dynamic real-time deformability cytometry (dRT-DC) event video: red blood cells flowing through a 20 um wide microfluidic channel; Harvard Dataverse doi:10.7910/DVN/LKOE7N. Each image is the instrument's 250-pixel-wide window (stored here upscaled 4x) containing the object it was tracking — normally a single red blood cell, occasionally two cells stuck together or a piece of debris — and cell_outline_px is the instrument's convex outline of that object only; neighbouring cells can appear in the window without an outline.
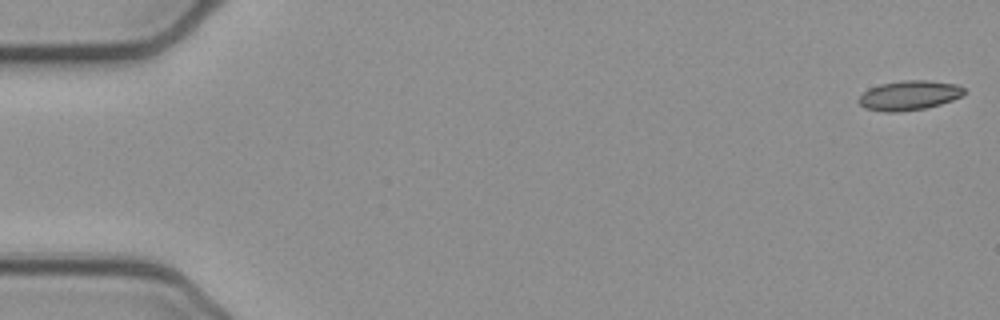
{"species": "common noctule bat (a hibernating species)", "species_latin": "Nyctalus noctula", "temperature_condition": "cold", "stored_images_in_passage": 53, "camera_frame_rate_fps": 3000, "um_per_image_px": 0.085, "animal": {"sex": "female", "body_mass_g": 21.9}, "frame": {"image": 1, "passage_image": 1, "time_ms": 0.0, "image_size_px": [1000, 320], "cell_outline_px": [[968, 92], [964, 96], [928, 108], [896, 112], [884, 112], [864, 108], [856, 100], [868, 88], [880, 84], [900, 80], [928, 80], [956, 84], [964, 88]], "centroid_in_image_um": [77.29, 8.1], "position_along_channel_um": 7.7, "area_um2": 18.5}}
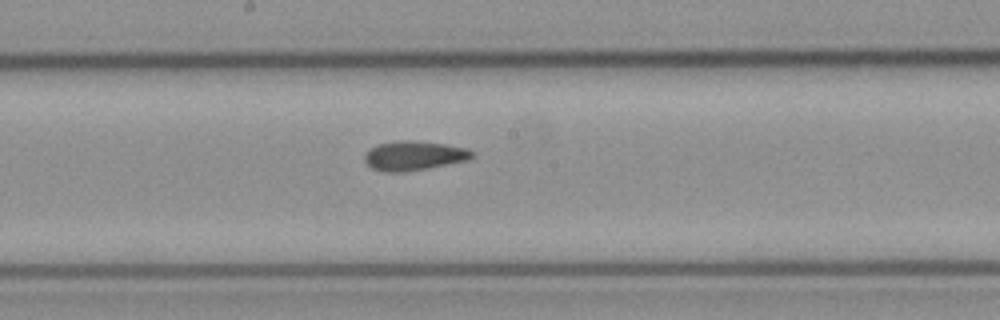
{"frame": {"image": 2, "passage_image": 28, "time_ms": 9.0, "image_size_px": [1000, 320], "cell_outline_px": [[472, 156], [468, 160], [428, 168], [400, 172], [384, 172], [372, 168], [364, 160], [364, 152], [368, 148], [376, 144], [400, 140], [412, 140], [444, 144], [468, 148], [472, 152]], "centroid_in_image_um": [35.13, 13.22], "position_along_channel_um": 213.1, "area_um2": 18.44}}
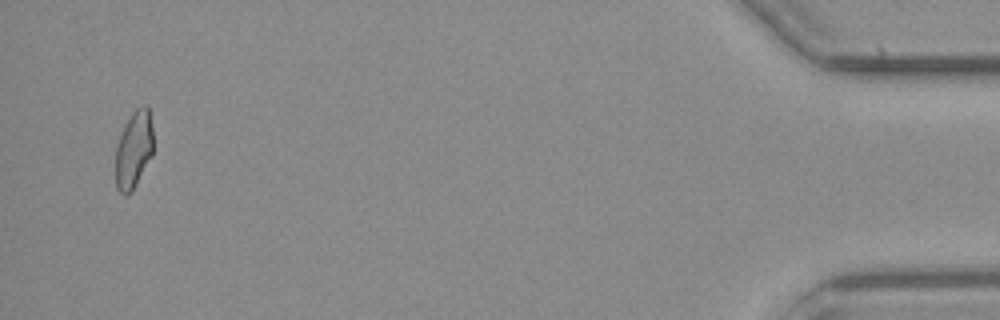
{"frame": {"image": 3, "passage_image": 51, "time_ms": 16.667, "image_size_px": [1000, 320], "cell_outline_px": [[152, 156], [132, 192], [124, 196], [116, 188], [116, 144], [124, 124], [132, 112], [136, 108], [144, 104], [148, 104], [152, 128]], "centroid_in_image_um": [11.36, 12.71], "position_along_channel_um": 423.8, "area_um2": 17.22}, "authors_computed_cell_mechanics": {"area_um2": 17.8602, "velocity_mm_per_s": 3.8978, "shape_relaxation_time_tau1_ms": null, "shape_relaxation_time_tau2_ms": 1.7437, "deformation_change_tau1": null, "deformation_change_tau2": 0.0607}}